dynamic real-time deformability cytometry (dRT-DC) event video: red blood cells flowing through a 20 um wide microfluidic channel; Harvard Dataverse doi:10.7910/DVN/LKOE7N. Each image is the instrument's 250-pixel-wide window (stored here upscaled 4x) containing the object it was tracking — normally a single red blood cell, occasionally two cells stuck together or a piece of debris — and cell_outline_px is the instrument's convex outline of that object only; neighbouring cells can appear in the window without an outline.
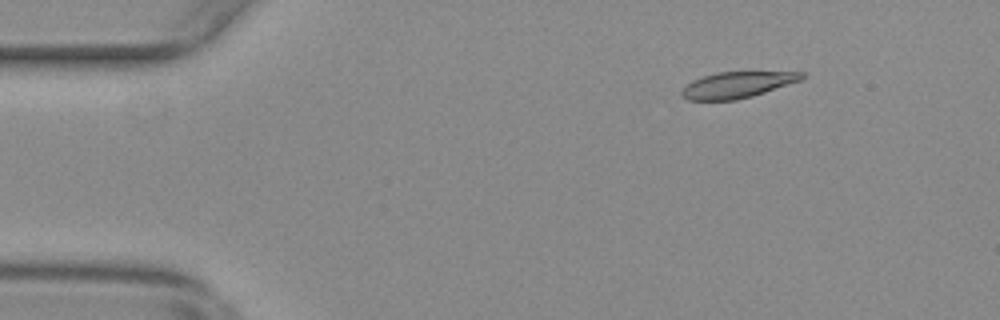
{"species": "common noctule bat (a hibernating species)", "species_latin": "Nyctalus noctula", "temperature_condition": "warm", "stored_images_in_passage": 17, "camera_frame_rate_fps": 3000, "um_per_image_px": 0.085, "animal": {"sex": "female", "body_mass_g": 29.2, "forearm_length_mm": 56.3}, "frame": {"image": 1, "passage_image": 8, "time_ms": 2.333, "image_size_px": [1000, 320], "cell_outline_px": [[804, 76], [800, 80], [752, 96], [736, 100], [688, 100], [680, 92], [692, 80], [716, 72], [804, 72]], "centroid_in_image_um": [62.64, 7.21], "position_along_channel_um": 22.4, "area_um2": 17.92}}